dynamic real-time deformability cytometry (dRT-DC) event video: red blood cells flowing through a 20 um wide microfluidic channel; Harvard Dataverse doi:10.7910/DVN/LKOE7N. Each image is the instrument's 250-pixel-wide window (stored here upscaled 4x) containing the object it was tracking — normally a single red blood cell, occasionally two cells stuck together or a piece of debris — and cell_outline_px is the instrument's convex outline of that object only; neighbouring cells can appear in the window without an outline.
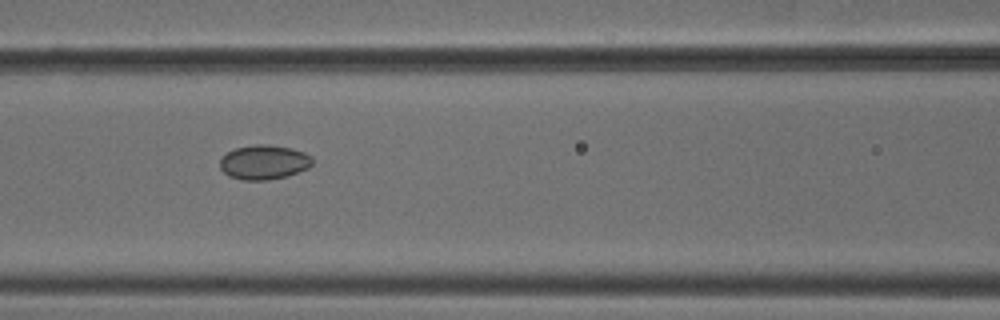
{"species": "common noctule bat (a hibernating species)", "species_latin": "Nyctalus noctula", "temperature_condition": "cold", "stored_images_in_passage": 8, "camera_frame_rate_fps": 3000, "um_per_image_px": 0.085, "animal": {"sex": "male", "body_mass_g": 18.8}, "frame": {"image": 1, "passage_image": 6, "time_ms": 1.667, "image_size_px": [1000, 320], "cell_outline_px": [[312, 164], [308, 168], [288, 176], [268, 180], [240, 180], [228, 176], [220, 168], [220, 160], [228, 152], [236, 148], [256, 144], [268, 144], [292, 148], [304, 152], [312, 156]], "centroid_in_image_um": [22.45, 13.79], "position_along_channel_um": 144.1, "area_um2": 18.67}}
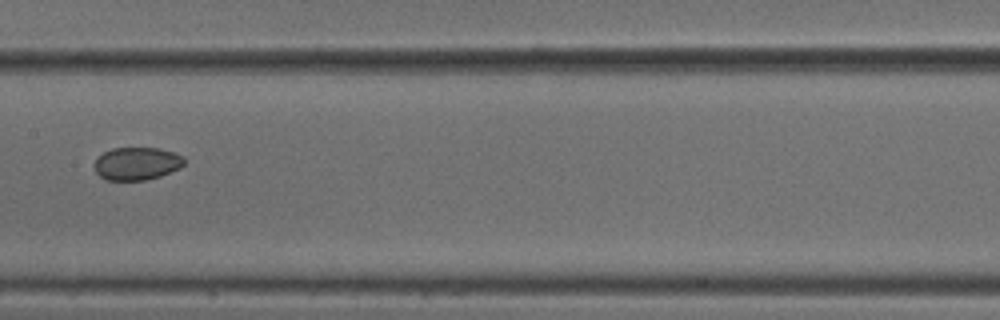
{"frame": {"image": 2, "passage_image": 7, "time_ms": 2.0, "image_size_px": [1000, 320], "cell_outline_px": [[184, 164], [180, 168], [160, 176], [144, 180], [104, 180], [96, 172], [96, 160], [104, 152], [112, 148], [160, 148], [184, 156]], "centroid_in_image_um": [11.65, 13.9], "position_along_channel_um": 195.7, "area_um2": 17.05}}
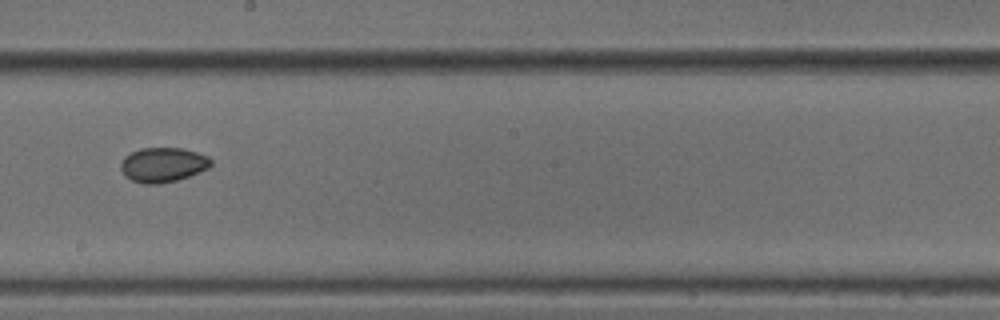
{"frame": {"image": 3, "passage_image": 8, "time_ms": 2.333, "image_size_px": [1000, 320], "cell_outline_px": [[212, 164], [208, 168], [188, 176], [176, 180], [160, 184], [144, 184], [132, 180], [124, 176], [120, 168], [120, 164], [124, 156], [140, 148], [184, 148], [208, 156], [212, 160]], "centroid_in_image_um": [13.83, 14.0], "position_along_channel_um": 234.4, "area_um2": 18.26}}